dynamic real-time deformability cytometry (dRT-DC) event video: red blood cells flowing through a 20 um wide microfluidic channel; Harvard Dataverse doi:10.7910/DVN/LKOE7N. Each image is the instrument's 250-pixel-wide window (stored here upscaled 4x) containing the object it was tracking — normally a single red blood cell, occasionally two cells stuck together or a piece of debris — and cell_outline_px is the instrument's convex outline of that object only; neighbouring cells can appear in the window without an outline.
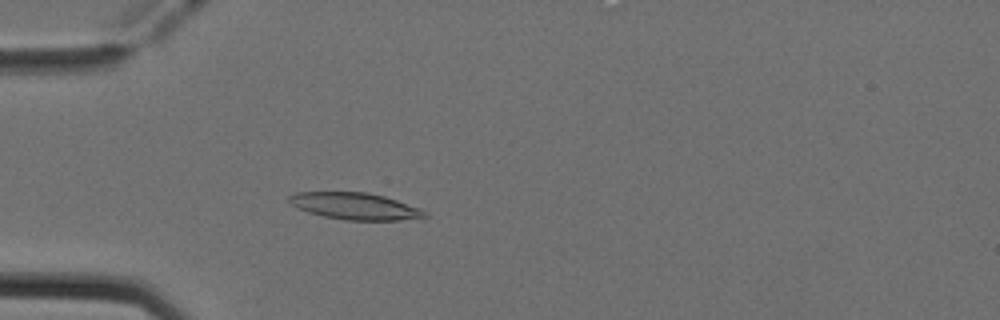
{"species": "Egyptian fruit bat (a non-hibernating species)", "species_latin": "Rousettus aegyptiacus", "temperature_condition": "cold", "stored_images_in_passage": 51, "camera_frame_rate_fps": 3000, "um_per_image_px": 0.085, "animal": {"sex": "female"}, "frame": {"image": 1, "passage_image": 15, "time_ms": 4.667, "image_size_px": [1000, 320], "cell_outline_px": [[428, 216], [400, 220], [344, 220], [324, 216], [308, 212], [292, 204], [288, 200], [288, 196], [296, 192], [368, 192], [384, 196], [420, 208], [428, 212]], "centroid_in_image_um": [30.19, 17.52], "position_along_channel_um": 54.8, "area_um2": 21.04}}
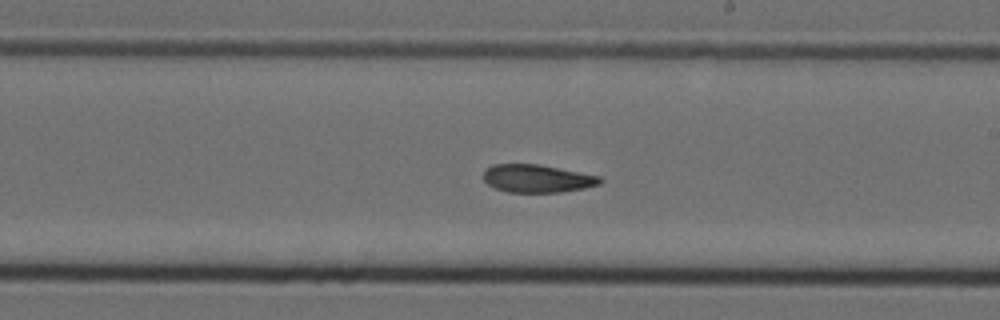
{"frame": {"image": 2, "passage_image": 30, "time_ms": 9.667, "image_size_px": [1000, 320], "cell_outline_px": [[604, 180], [600, 184], [584, 188], [560, 192], [508, 192], [496, 188], [488, 184], [484, 180], [484, 168], [492, 164], [536, 164], [600, 176]], "centroid_in_image_um": [45.64, 15.17], "position_along_channel_um": 243.4, "area_um2": 18.84}}
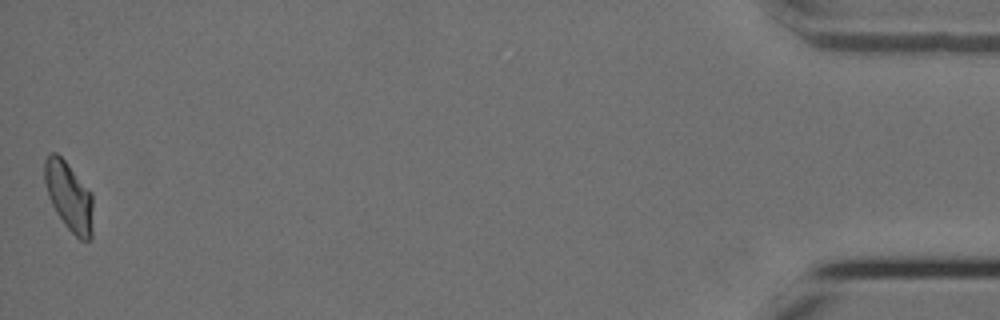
{"frame": {"image": 3, "passage_image": 51, "time_ms": 16.667, "image_size_px": [1000, 320], "cell_outline_px": [[92, 240], [80, 240], [64, 224], [56, 212], [48, 196], [44, 180], [44, 160], [48, 152], [56, 152], [64, 160], [92, 192]], "centroid_in_image_um": [5.85, 16.68], "position_along_channel_um": 429.3, "area_um2": 19.54}, "authors_computed_cell_mechanics": {"area_um2": 19.941, "velocity_mm_per_s": 3.9505, "shape_relaxation_time_tau1_ms": 8.7662, "shape_relaxation_time_tau2_ms": 4.6022, "deformation_change_tau1": 0.2219, "deformation_change_tau2": 0.0788}}